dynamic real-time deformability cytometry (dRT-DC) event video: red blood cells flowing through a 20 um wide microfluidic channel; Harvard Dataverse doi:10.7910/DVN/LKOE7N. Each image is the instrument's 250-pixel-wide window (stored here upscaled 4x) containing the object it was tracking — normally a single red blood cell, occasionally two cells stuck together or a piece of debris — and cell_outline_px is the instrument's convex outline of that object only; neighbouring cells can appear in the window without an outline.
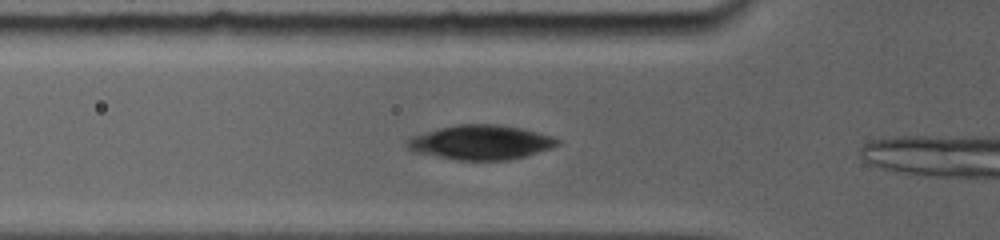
{"species": "common noctule bat (a hibernating species)", "species_latin": "Nyctalus noctula", "temperature_condition": "room temperature", "stored_images_in_passage": 7, "camera_frame_rate_fps": 5000, "um_per_image_px": 0.085, "animal": {"sex": "female", "body_mass_g": 19.0, "forearm_length_mm": 56.7}, "frame": {"image": 1, "passage_image": 2, "time_ms": 0.4, "image_size_px": [1000, 240], "cell_outline_px": [[560, 144], [552, 148], [524, 156], [508, 160], [456, 160], [412, 152], [404, 144], [404, 140], [408, 136], [456, 124], [496, 124], [520, 128], [552, 136], [560, 140]], "centroid_in_image_um": [40.79, 12.1], "position_along_channel_um": 85.0, "area_um2": 30.46}}
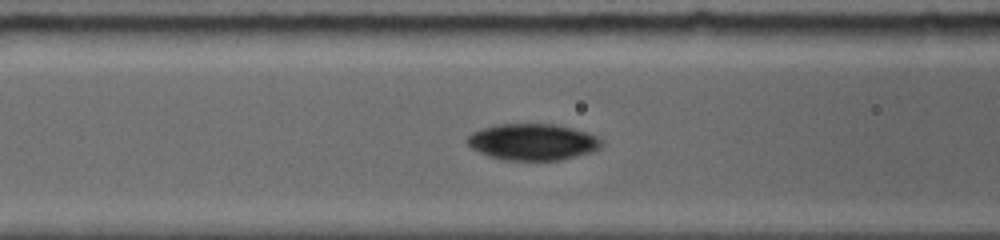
{"frame": {"image": 2, "passage_image": 5, "time_ms": 1.4, "image_size_px": [1000, 240], "cell_outline_px": [[604, 144], [600, 148], [592, 152], [560, 160], [504, 160], [488, 156], [472, 148], [464, 140], [472, 132], [480, 128], [496, 124], [556, 124], [588, 132], [604, 140]], "centroid_in_image_um": [45.29, 12.06], "position_along_channel_um": 121.3, "area_um2": 28.84}}